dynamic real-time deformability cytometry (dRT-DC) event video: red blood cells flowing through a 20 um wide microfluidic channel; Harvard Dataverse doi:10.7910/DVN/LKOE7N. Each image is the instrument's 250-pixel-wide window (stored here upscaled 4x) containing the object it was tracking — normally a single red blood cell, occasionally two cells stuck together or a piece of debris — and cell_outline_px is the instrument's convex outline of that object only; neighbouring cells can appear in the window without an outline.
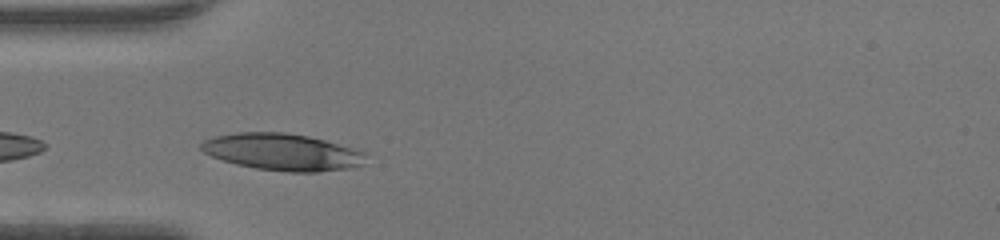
{"species": "human", "species_latin": "Homo sapiens", "temperature_condition": "warm", "stored_images_in_passage": 26, "camera_frame_rate_fps": 3000, "um_per_image_px": 0.085, "donor": {"sex": "female"}, "frame": {"image": 1, "passage_image": 1, "time_ms": 0.0, "image_size_px": [1000, 240], "cell_outline_px": [[364, 164], [352, 168], [320, 172], [288, 172], [256, 168], [236, 164], [212, 156], [204, 152], [200, 148], [200, 144], [204, 140], [216, 136], [236, 132], [284, 132], [308, 136], [324, 140], [352, 148], [364, 152]], "centroid_in_image_um": [24.0, 12.92], "position_along_channel_um": 61.0, "area_um2": 35.2}}
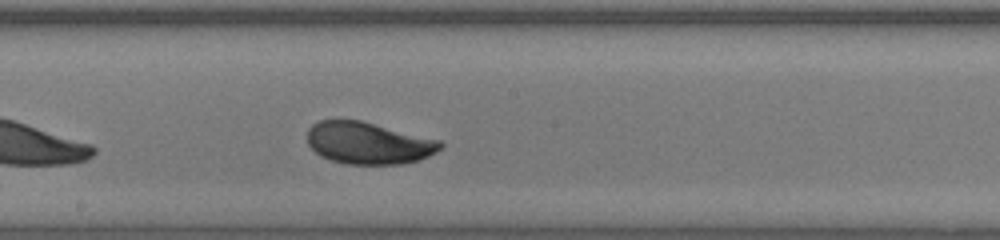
{"frame": {"image": 2, "passage_image": 12, "time_ms": 3.667, "image_size_px": [1000, 240], "cell_outline_px": [[444, 144], [436, 152], [420, 160], [400, 164], [344, 164], [320, 156], [308, 144], [308, 128], [312, 124], [320, 120], [360, 120], [440, 140]], "centroid_in_image_um": [31.31, 12.16], "position_along_channel_um": 216.9, "area_um2": 32.48}}
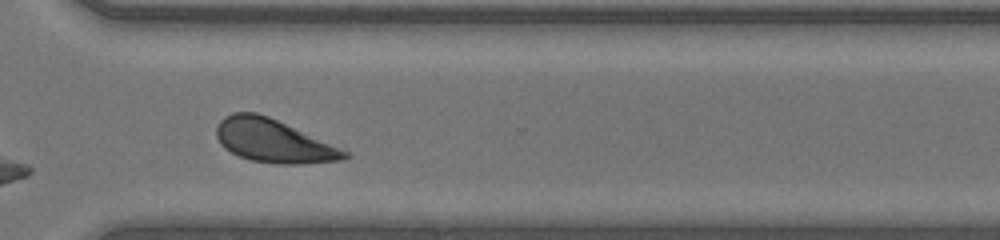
{"frame": {"image": 3, "passage_image": 21, "time_ms": 6.667, "image_size_px": [1000, 240], "cell_outline_px": [[352, 156], [344, 160], [300, 164], [276, 164], [252, 160], [240, 156], [224, 148], [220, 144], [216, 136], [216, 128], [220, 120], [224, 116], [232, 112], [256, 112], [268, 116], [348, 152]], "centroid_in_image_um": [23.2, 11.98], "position_along_channel_um": 347.4, "area_um2": 31.91}, "authors_computed_cell_mechanics": {"area_um2": 32.946, "velocity_mm_per_s": 4.3299, "shape_relaxation_time_tau1_ms": 2.2637, "shape_relaxation_time_tau2_ms": 0.9949, "deformation_change_tau1": 0.1339, "deformation_change_tau2": 0.0581}}